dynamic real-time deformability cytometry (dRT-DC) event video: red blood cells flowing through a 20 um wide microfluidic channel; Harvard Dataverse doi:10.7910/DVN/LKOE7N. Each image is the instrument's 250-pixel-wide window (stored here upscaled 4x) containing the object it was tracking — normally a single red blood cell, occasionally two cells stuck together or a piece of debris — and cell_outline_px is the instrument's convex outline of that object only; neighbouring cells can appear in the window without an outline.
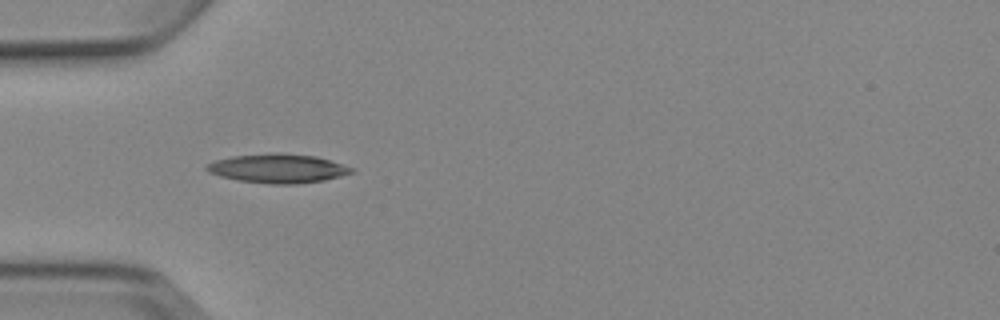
{"species": "Egyptian fruit bat (a non-hibernating species)", "species_latin": "Rousettus aegyptiacus", "temperature_condition": "cold", "stored_images_in_passage": 6, "camera_frame_rate_fps": 3000, "um_per_image_px": 0.085, "animal": {"sex": "female"}, "frame": {"image": 1, "passage_image": 2, "time_ms": 1.0, "image_size_px": [1000, 320], "cell_outline_px": [[356, 168], [352, 172], [340, 176], [324, 180], [296, 184], [272, 184], [240, 180], [220, 176], [208, 172], [204, 168], [204, 164], [216, 160], [232, 156], [280, 152], [316, 156]], "centroid_in_image_um": [23.61, 14.31], "position_along_channel_um": 61.4, "area_um2": 24.51}}
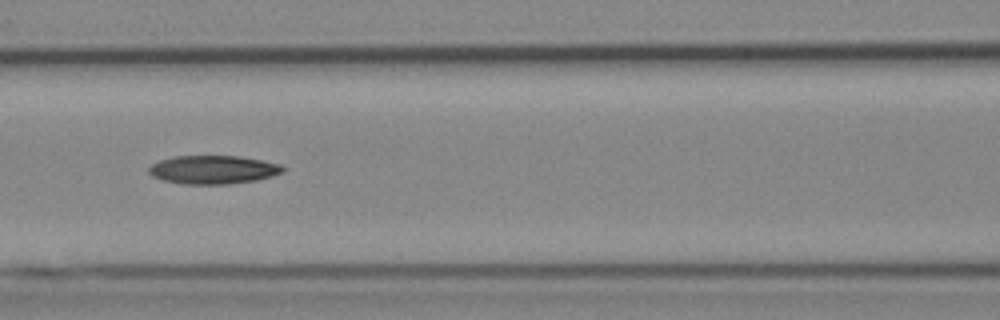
{"frame": {"image": 2, "passage_image": 4, "time_ms": 3.333, "image_size_px": [1000, 320], "cell_outline_px": [[284, 172], [272, 176], [256, 180], [228, 184], [184, 184], [164, 180], [152, 176], [148, 172], [148, 168], [152, 164], [160, 160], [176, 156], [240, 156], [280, 164], [284, 168]], "centroid_in_image_um": [18.12, 14.42], "position_along_channel_um": 148.5, "area_um2": 22.14}}
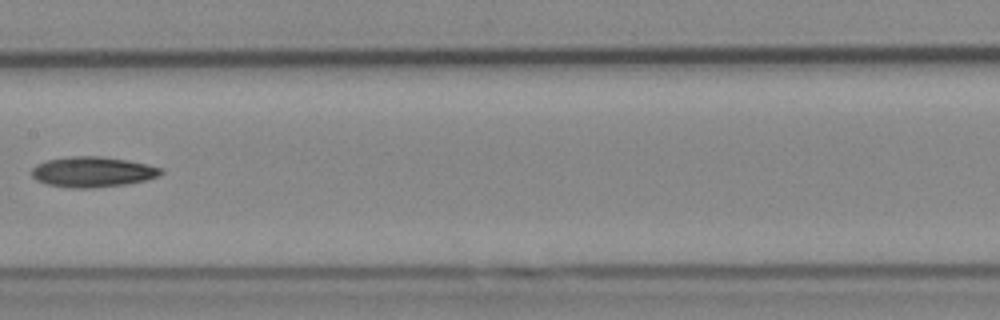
{"frame": {"image": 3, "passage_image": 5, "time_ms": 4.667, "image_size_px": [1000, 320], "cell_outline_px": [[164, 172], [160, 176], [144, 180], [124, 184], [92, 188], [72, 188], [48, 184], [36, 180], [32, 176], [32, 168], [36, 164], [44, 160], [68, 156], [100, 156], [128, 160], [164, 168]], "centroid_in_image_um": [7.87, 14.6], "position_along_channel_um": 199.5, "area_um2": 23.0}}